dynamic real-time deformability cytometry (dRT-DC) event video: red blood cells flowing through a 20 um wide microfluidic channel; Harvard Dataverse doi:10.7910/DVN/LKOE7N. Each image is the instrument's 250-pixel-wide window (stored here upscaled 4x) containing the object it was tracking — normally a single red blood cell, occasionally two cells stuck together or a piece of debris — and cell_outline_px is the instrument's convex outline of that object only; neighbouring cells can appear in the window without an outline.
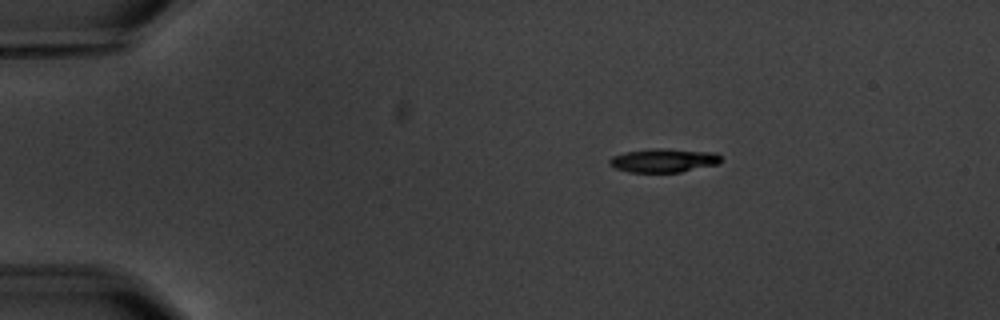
{"species": "common noctule bat (a hibernating species)", "species_latin": "Nyctalus noctula", "temperature_condition": "warm", "stored_images_in_passage": 4, "camera_frame_rate_fps": 3000, "um_per_image_px": 0.085, "animal": {"sex": "male", "body_mass_g": 20.1, "forearm_length_mm": 53.5}, "frame": {"image": 1, "passage_image": 1, "time_ms": 0.0, "image_size_px": [1000, 320], "cell_outline_px": [[720, 164], [680, 172], [628, 172], [616, 168], [608, 160], [612, 156], [624, 152], [656, 148], [664, 148], [716, 152], [720, 156]], "centroid_in_image_um": [56.44, 13.63], "position_along_channel_um": 28.6, "area_um2": 15.43}}
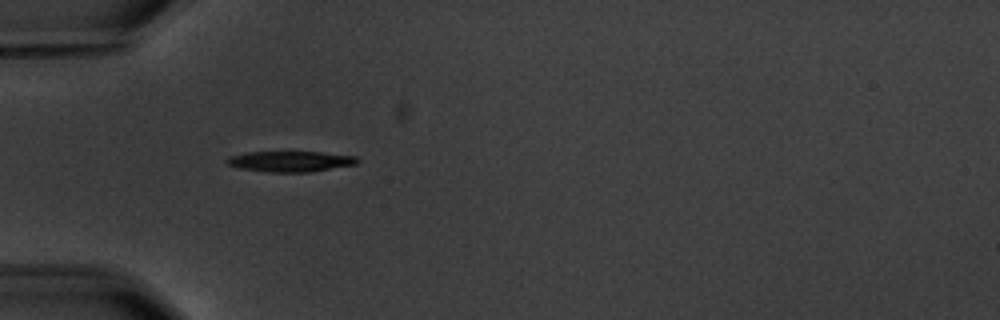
{"frame": {"image": 2, "passage_image": 3, "time_ms": 2.667, "image_size_px": [1000, 320], "cell_outline_px": [[360, 160], [356, 164], [308, 172], [268, 172], [240, 168], [228, 164], [224, 160], [232, 156], [248, 152], [320, 152], [356, 156]], "centroid_in_image_um": [24.7, 13.72], "position_along_channel_um": 60.3, "area_um2": 15.49}}
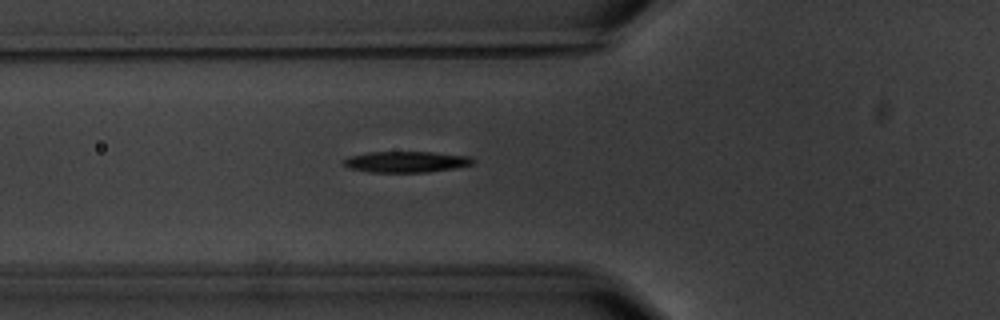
{"frame": {"image": 3, "passage_image": 4, "time_ms": 3.667, "image_size_px": [1000, 320], "cell_outline_px": [[476, 160], [472, 164], [452, 168], [428, 172], [368, 172], [348, 168], [344, 164], [344, 160], [348, 156], [368, 152], [432, 152], [472, 156]], "centroid_in_image_um": [34.52, 13.75], "position_along_channel_um": 91.3, "area_um2": 15.9}}